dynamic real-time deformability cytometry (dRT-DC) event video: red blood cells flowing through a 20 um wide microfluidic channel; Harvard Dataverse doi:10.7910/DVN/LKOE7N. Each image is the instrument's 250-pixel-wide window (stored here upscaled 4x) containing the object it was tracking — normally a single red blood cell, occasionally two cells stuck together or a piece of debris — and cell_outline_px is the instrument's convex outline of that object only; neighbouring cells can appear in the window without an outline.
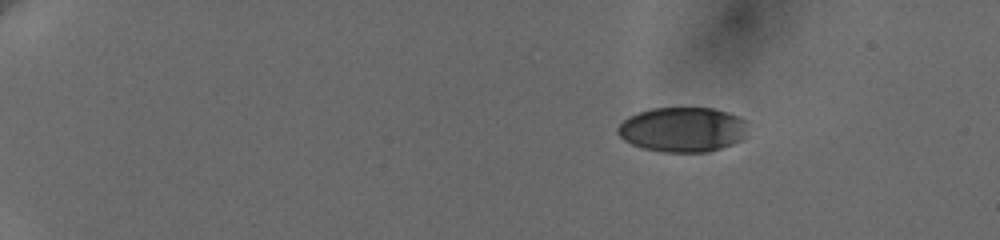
{"species": "human", "species_latin": "Homo sapiens", "temperature_condition": "cold", "stored_images_in_passage": 50, "camera_frame_rate_fps": 3000, "um_per_image_px": 0.085, "donor": {"sex": "female"}, "frame": {"image": 1, "passage_image": 1, "time_ms": 0.0, "image_size_px": [1000, 240], "cell_outline_px": [[744, 136], [740, 140], [732, 144], [708, 152], [664, 152], [644, 148], [632, 144], [624, 140], [616, 132], [616, 128], [628, 116], [652, 108], [712, 108], [728, 112], [744, 120]], "centroid_in_image_um": [57.97, 11.01], "position_along_channel_um": 27.0, "area_um2": 33.64}}
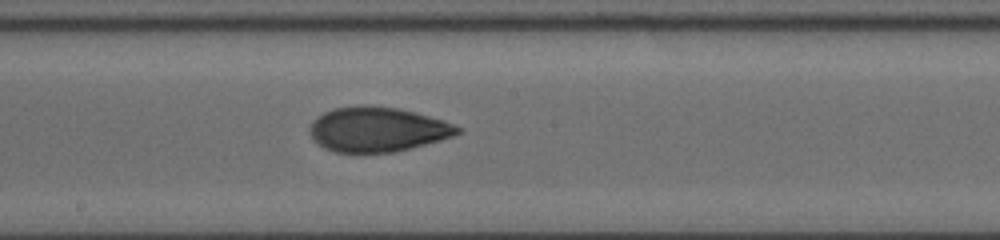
{"frame": {"image": 2, "passage_image": 27, "time_ms": 8.667, "image_size_px": [1000, 240], "cell_outline_px": [[460, 132], [452, 136], [440, 140], [392, 152], [336, 152], [324, 148], [312, 136], [312, 124], [316, 116], [332, 108], [368, 104], [396, 108], [412, 112], [440, 120], [452, 124], [460, 128]], "centroid_in_image_um": [32.05, 10.98], "position_along_channel_um": 216.2, "area_um2": 37.69}}
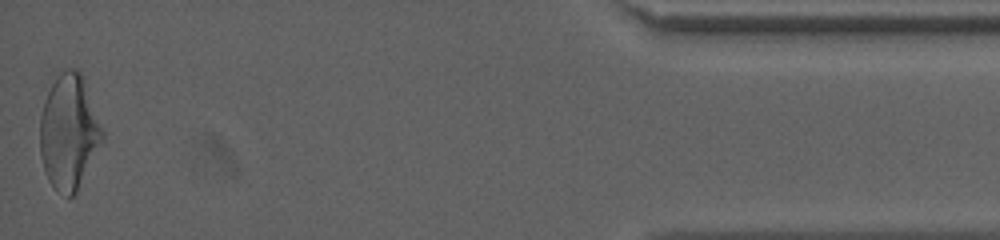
{"frame": {"image": 3, "passage_image": 50, "time_ms": 16.333, "image_size_px": [1000, 240], "cell_outline_px": [[104, 140], [76, 192], [72, 196], [68, 196], [52, 188], [48, 180], [40, 156], [40, 116], [48, 92], [56, 76], [60, 72], [68, 68], [72, 68], [80, 72], [104, 132]], "centroid_in_image_um": [5.85, 11.25], "position_along_channel_um": 429.3, "area_um2": 41.33}, "authors_computed_cell_mechanics": {"area_um2": 37.7145, "velocity_mm_per_s": 3.6481, "shape_relaxation_time_tau1_ms": 4.5997, "shape_relaxation_time_tau2_ms": 2.0937, "deformation_change_tau1": 0.1628, "deformation_change_tau2": 0.0749}}